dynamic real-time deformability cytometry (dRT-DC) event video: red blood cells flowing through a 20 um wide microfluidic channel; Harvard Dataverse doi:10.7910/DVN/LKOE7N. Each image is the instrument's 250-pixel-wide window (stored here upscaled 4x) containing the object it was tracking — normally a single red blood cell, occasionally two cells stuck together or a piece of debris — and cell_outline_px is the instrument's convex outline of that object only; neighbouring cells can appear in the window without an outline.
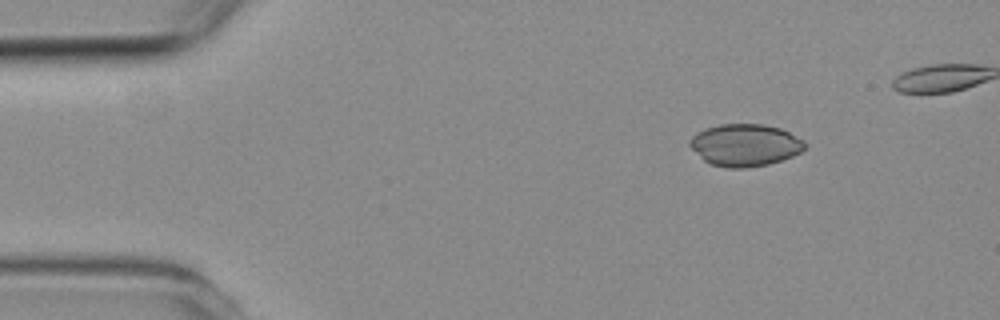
{"species": "common noctule bat (a hibernating species)", "species_latin": "Nyctalus noctula", "temperature_condition": "room temperature", "stored_images_in_passage": 4, "camera_frame_rate_fps": 3000, "um_per_image_px": 0.085, "animal": {"sex": "female", "body_mass_g": 19.3, "forearm_length_mm": 54.1}, "frame": {"image": 1, "passage_image": 1, "time_ms": 0.0, "image_size_px": [1000, 320], "cell_outline_px": [[804, 148], [800, 152], [792, 156], [768, 164], [748, 168], [728, 168], [712, 164], [704, 160], [688, 144], [688, 140], [692, 136], [708, 128], [720, 124], [764, 124], [780, 128], [804, 140]], "centroid_in_image_um": [63.33, 12.33], "position_along_channel_um": 21.7, "area_um2": 27.98}}